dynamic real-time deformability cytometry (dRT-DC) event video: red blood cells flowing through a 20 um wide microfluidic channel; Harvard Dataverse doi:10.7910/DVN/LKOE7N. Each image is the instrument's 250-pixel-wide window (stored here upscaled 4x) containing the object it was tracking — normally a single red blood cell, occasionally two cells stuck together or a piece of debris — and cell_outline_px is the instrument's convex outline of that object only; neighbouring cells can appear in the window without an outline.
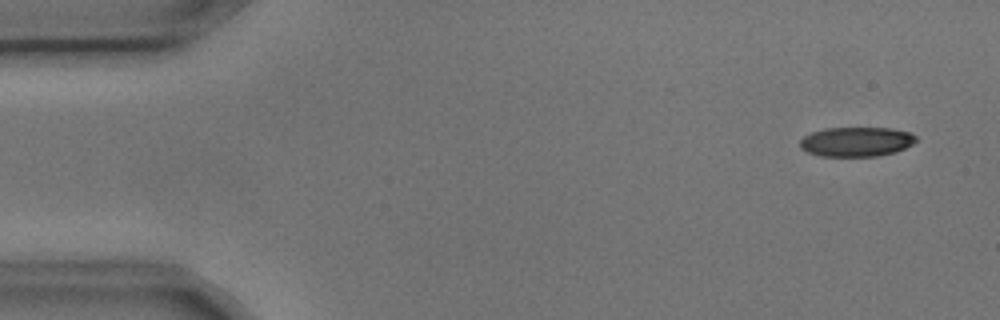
{"species": "common noctule bat (a hibernating species)", "species_latin": "Nyctalus noctula", "temperature_condition": "cold", "stored_images_in_passage": 5, "camera_frame_rate_fps": 3000, "um_per_image_px": 0.085, "animal": {"sex": "male", "body_mass_g": 17.9, "forearm_length_mm": 54.2}, "frame": {"image": 1, "passage_image": 5, "time_ms": 1.333, "image_size_px": [1000, 320], "cell_outline_px": [[916, 140], [912, 144], [896, 152], [876, 156], [820, 156], [808, 152], [800, 148], [800, 140], [804, 136], [812, 132], [824, 128], [892, 128], [912, 132], [916, 136]], "centroid_in_image_um": [72.8, 12.04], "position_along_channel_um": 12.2, "area_um2": 20.06}}